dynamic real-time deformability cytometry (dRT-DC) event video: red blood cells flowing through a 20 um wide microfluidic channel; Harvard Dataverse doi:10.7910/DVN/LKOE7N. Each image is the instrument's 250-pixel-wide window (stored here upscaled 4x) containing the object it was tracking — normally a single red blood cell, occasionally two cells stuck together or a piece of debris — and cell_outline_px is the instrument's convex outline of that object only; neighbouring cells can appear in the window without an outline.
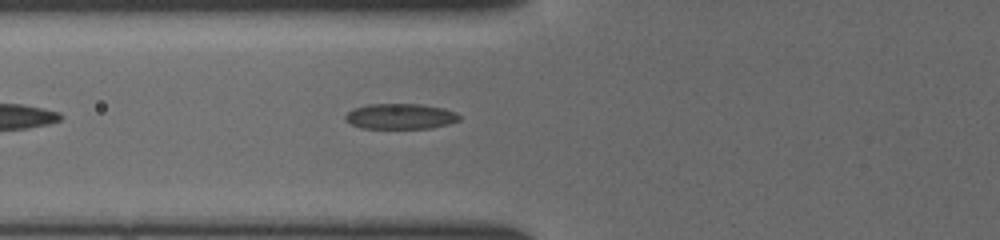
{"species": "common noctule bat (a hibernating species)", "species_latin": "Nyctalus noctula", "temperature_condition": "cold", "stored_images_in_passage": 35, "camera_frame_rate_fps": 3000, "um_per_image_px": 0.085, "animal": {"sex": "female", "body_mass_g": 19.5, "forearm_length_mm": 54.1}, "frame": {"image": 1, "passage_image": 6, "time_ms": 1.667, "image_size_px": [1000, 240], "cell_outline_px": [[460, 120], [448, 124], [432, 128], [360, 128], [344, 120], [344, 116], [352, 108], [368, 104], [420, 104], [444, 108], [456, 112], [460, 116]], "centroid_in_image_um": [34.02, 9.88], "position_along_channel_um": 91.8, "area_um2": 17.05}}
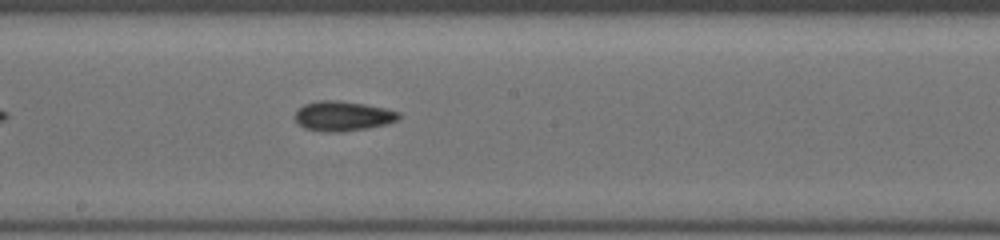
{"frame": {"image": 2, "passage_image": 15, "time_ms": 4.667, "image_size_px": [1000, 240], "cell_outline_px": [[400, 116], [396, 120], [384, 124], [368, 128], [340, 132], [324, 132], [304, 128], [292, 116], [304, 104], [320, 100], [336, 100], [364, 104], [384, 108], [400, 112]], "centroid_in_image_um": [29.1, 9.86], "position_along_channel_um": 219.1, "area_um2": 17.92}}
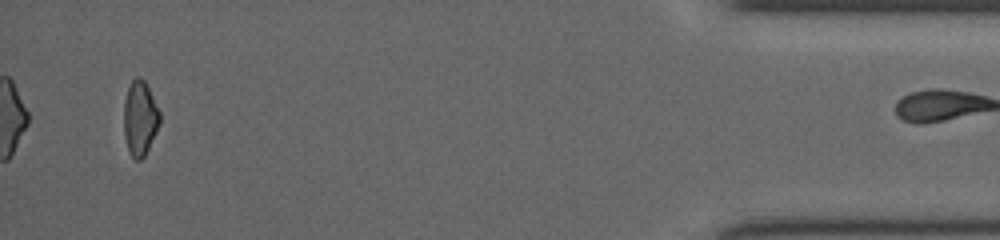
{"frame": {"image": 3, "passage_image": 34, "time_ms": 11.0, "image_size_px": [1000, 240], "cell_outline_px": [[160, 124], [144, 156], [140, 160], [136, 160], [128, 152], [124, 136], [124, 100], [128, 88], [132, 80], [136, 76], [140, 76], [144, 80], [160, 112]], "centroid_in_image_um": [11.88, 10.05], "position_along_channel_um": 423.3, "area_um2": 15.61}}